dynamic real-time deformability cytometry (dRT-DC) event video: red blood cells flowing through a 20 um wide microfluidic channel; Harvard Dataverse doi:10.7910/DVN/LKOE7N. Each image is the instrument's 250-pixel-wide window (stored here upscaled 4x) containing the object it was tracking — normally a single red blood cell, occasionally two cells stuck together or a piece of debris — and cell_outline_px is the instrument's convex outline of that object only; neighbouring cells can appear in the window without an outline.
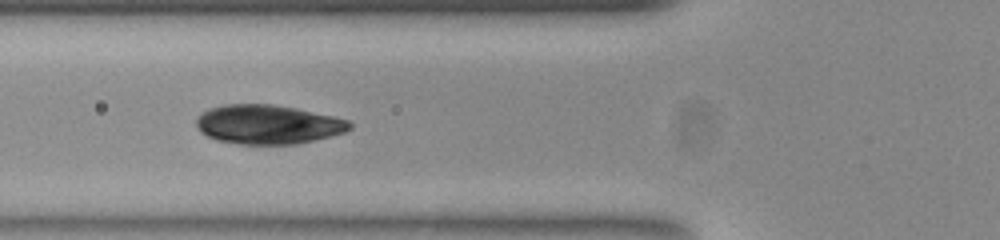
{"species": "common noctule bat (a hibernating species)", "species_latin": "Nyctalus noctula", "temperature_condition": "room temperature", "stored_images_in_passage": 31, "camera_frame_rate_fps": 3000, "um_per_image_px": 0.085, "animal": {"sex": "female", "body_mass_g": 23.0, "forearm_length_mm": 53.4}, "frame": {"image": 1, "passage_image": 19, "time_ms": 6.0, "image_size_px": [1000, 240], "cell_outline_px": [[352, 128], [344, 132], [296, 144], [240, 144], [216, 140], [200, 132], [196, 124], [196, 120], [208, 108], [224, 104], [272, 104], [296, 108], [332, 116], [348, 120], [352, 124]], "centroid_in_image_um": [22.75, 10.57], "position_along_channel_um": 103.1, "area_um2": 34.8}}
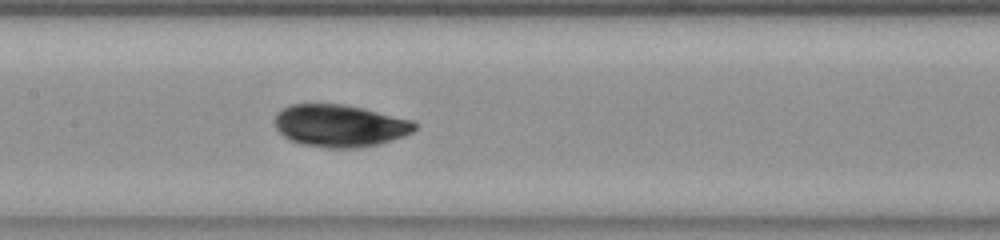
{"frame": {"image": 2, "passage_image": 25, "time_ms": 8.0, "image_size_px": [1000, 240], "cell_outline_px": [[416, 128], [412, 132], [404, 136], [380, 144], [356, 148], [328, 148], [300, 144], [284, 136], [276, 128], [276, 116], [284, 108], [292, 104], [344, 104], [364, 108], [412, 120], [416, 124]], "centroid_in_image_um": [28.92, 10.69], "position_along_channel_um": 178.5, "area_um2": 34.33}}
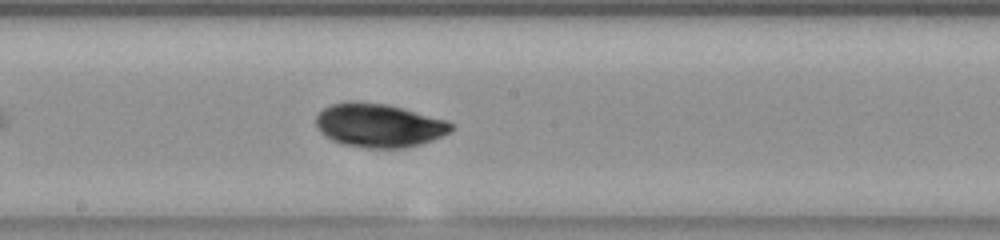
{"frame": {"image": 3, "passage_image": 28, "time_ms": 9.0, "image_size_px": [1000, 240], "cell_outline_px": [[452, 128], [448, 132], [432, 140], [420, 144], [404, 148], [364, 148], [340, 144], [332, 140], [320, 132], [316, 124], [316, 116], [324, 108], [332, 104], [348, 100], [352, 100], [388, 104], [444, 120], [452, 124]], "centroid_in_image_um": [32.14, 10.65], "position_along_channel_um": 216.1, "area_um2": 34.28}}